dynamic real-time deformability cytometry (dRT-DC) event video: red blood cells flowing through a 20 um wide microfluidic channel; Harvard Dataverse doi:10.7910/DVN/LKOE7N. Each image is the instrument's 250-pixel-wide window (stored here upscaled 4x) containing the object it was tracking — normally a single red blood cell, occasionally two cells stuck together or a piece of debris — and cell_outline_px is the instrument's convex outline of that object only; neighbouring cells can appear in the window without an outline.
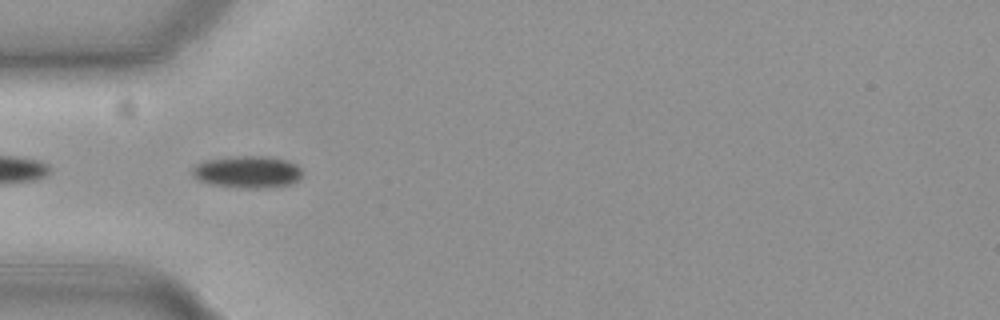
{"species": "common noctule bat (a hibernating species)", "species_latin": "Nyctalus noctula", "temperature_condition": "cold", "stored_images_in_passage": 40, "camera_frame_rate_fps": 3000, "um_per_image_px": 0.085, "animal": {"sex": "female", "body_mass_g": 19.3, "forearm_length_mm": 54.1}, "frame": {"image": 1, "passage_image": 2, "time_ms": 0.333, "image_size_px": [1000, 320], "cell_outline_px": [[300, 180], [292, 184], [264, 188], [244, 188], [208, 184], [196, 180], [192, 176], [192, 168], [196, 164], [208, 160], [244, 156], [264, 156], [284, 160], [296, 164], [300, 168]], "centroid_in_image_um": [21.01, 14.64], "position_along_channel_um": 64.0, "area_um2": 20.46}}
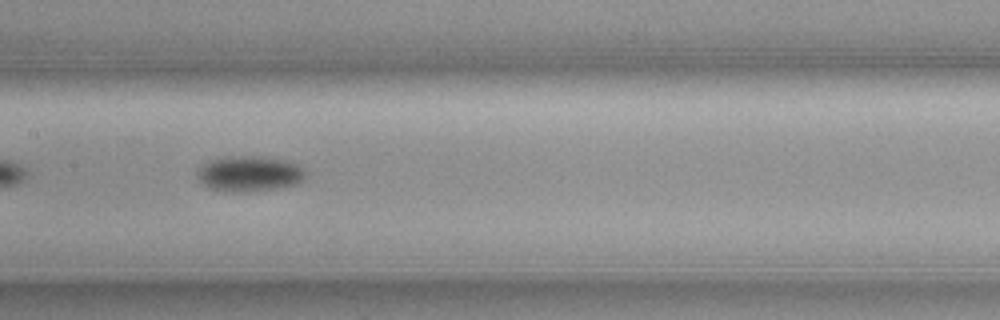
{"frame": {"image": 2, "passage_image": 12, "time_ms": 3.667, "image_size_px": [1000, 320], "cell_outline_px": [[304, 176], [296, 184], [276, 188], [248, 192], [216, 192], [208, 188], [196, 176], [196, 172], [204, 164], [212, 160], [236, 156], [264, 156], [284, 160], [296, 164], [304, 172]], "centroid_in_image_um": [21.13, 14.79], "position_along_channel_um": 186.3, "area_um2": 22.25}}
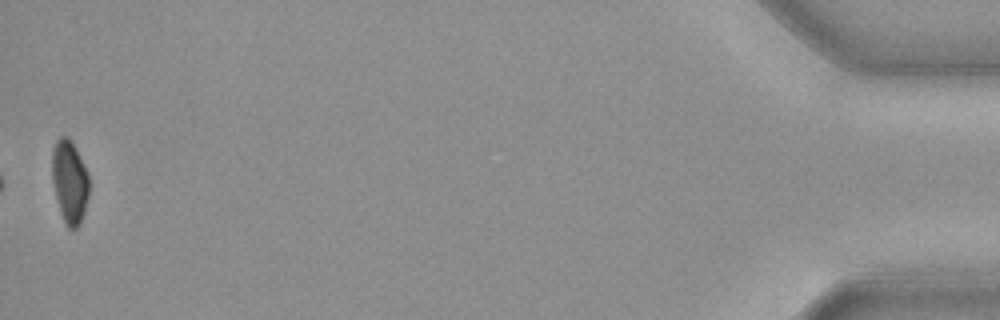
{"frame": {"image": 3, "passage_image": 40, "time_ms": 13.0, "image_size_px": [1000, 320], "cell_outline_px": [[88, 196], [84, 212], [80, 224], [76, 228], [68, 228], [64, 224], [60, 212], [52, 180], [52, 152], [56, 140], [60, 136], [68, 136], [76, 148], [88, 172]], "centroid_in_image_um": [5.91, 15.44], "position_along_channel_um": 429.3, "area_um2": 17.92}, "authors_computed_cell_mechanics": {"area_um2": 20.3456, "velocity_mm_per_s": 3.7036, "shape_relaxation_time_tau1_ms": 2.8074, "shape_relaxation_time_tau2_ms": null, "deformation_change_tau1": 0.0894, "deformation_change_tau2": null}}